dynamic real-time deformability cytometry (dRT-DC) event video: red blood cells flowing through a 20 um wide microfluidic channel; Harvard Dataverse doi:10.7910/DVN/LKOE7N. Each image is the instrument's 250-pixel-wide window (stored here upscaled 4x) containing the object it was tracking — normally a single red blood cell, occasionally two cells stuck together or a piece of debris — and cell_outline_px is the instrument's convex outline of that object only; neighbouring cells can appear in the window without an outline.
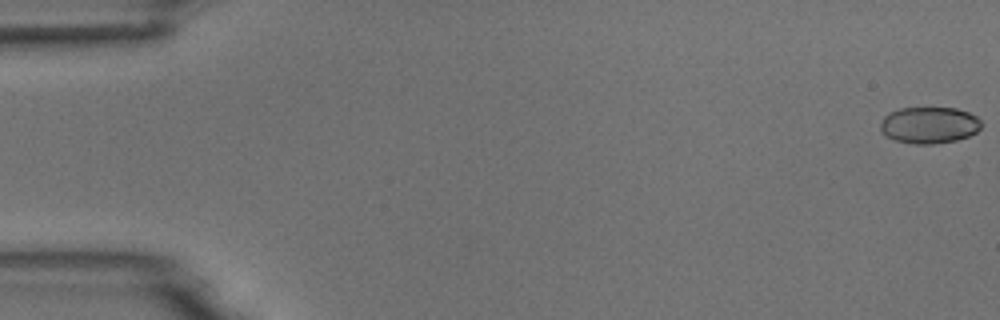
{"species": "common noctule bat (a hibernating species)", "species_latin": "Nyctalus noctula", "temperature_condition": "room temperature", "stored_images_in_passage": 6, "camera_frame_rate_fps": 3000, "um_per_image_px": 0.085, "animal": {"sex": "male", "body_mass_g": 18.8}, "frame": {"image": 1, "passage_image": 1, "time_ms": 0.0, "image_size_px": [1000, 320], "cell_outline_px": [[980, 128], [976, 132], [968, 136], [956, 140], [932, 144], [912, 144], [896, 140], [880, 132], [880, 124], [884, 116], [888, 112], [900, 108], [956, 108], [968, 112], [976, 116], [980, 120]], "centroid_in_image_um": [78.96, 10.63], "position_along_channel_um": 6.0, "area_um2": 21.5}}
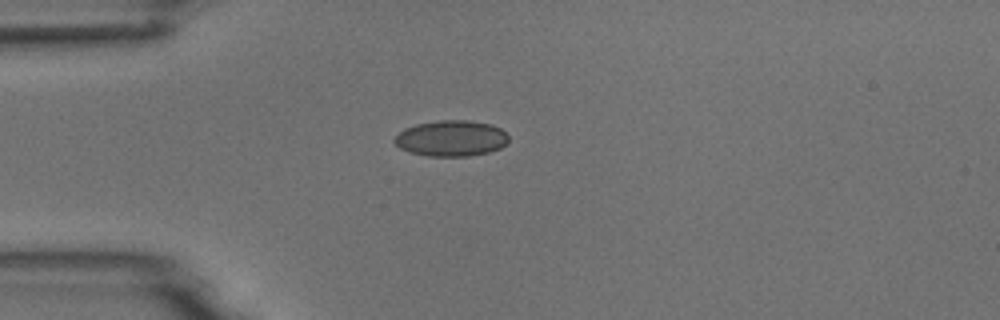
{"frame": {"image": 2, "passage_image": 5, "time_ms": 4.667, "image_size_px": [1000, 320], "cell_outline_px": [[508, 140], [500, 148], [488, 152], [468, 156], [428, 156], [408, 152], [400, 148], [392, 140], [404, 128], [416, 124], [440, 120], [468, 120], [492, 124], [500, 128], [508, 136]], "centroid_in_image_um": [38.33, 11.75], "position_along_channel_um": 46.7, "area_um2": 23.87}}